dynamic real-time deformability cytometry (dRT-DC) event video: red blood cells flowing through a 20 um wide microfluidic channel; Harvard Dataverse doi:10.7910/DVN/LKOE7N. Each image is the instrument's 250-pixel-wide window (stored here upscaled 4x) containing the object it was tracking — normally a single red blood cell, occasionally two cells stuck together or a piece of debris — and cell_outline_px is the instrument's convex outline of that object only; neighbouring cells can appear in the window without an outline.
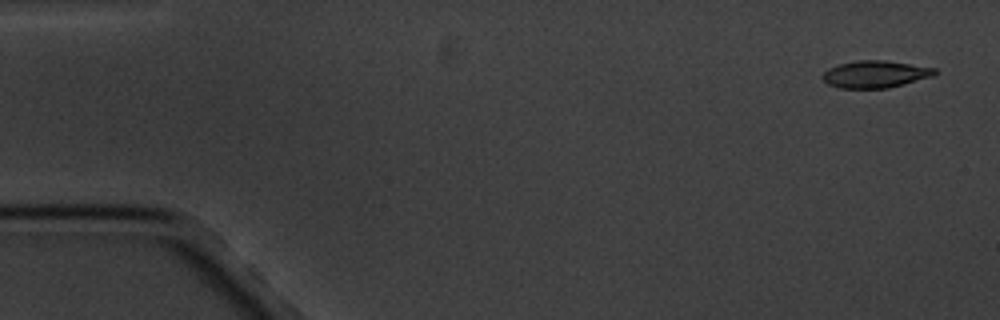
{"species": "common noctule bat (a hibernating species)", "species_latin": "Nyctalus noctula", "temperature_condition": "cold", "stored_images_in_passage": 5, "camera_frame_rate_fps": 3000, "um_per_image_px": 0.085, "animal": {"sex": "male", "body_mass_g": 20.1, "forearm_length_mm": 53.5}, "frame": {"image": 1, "passage_image": 1, "time_ms": 0.0, "image_size_px": [1000, 320], "cell_outline_px": [[936, 72], [932, 76], [904, 84], [888, 88], [840, 88], [828, 84], [820, 76], [828, 68], [840, 64], [856, 60], [884, 60], [936, 68]], "centroid_in_image_um": [74.36, 6.3], "position_along_channel_um": 10.6, "area_um2": 17.63}}
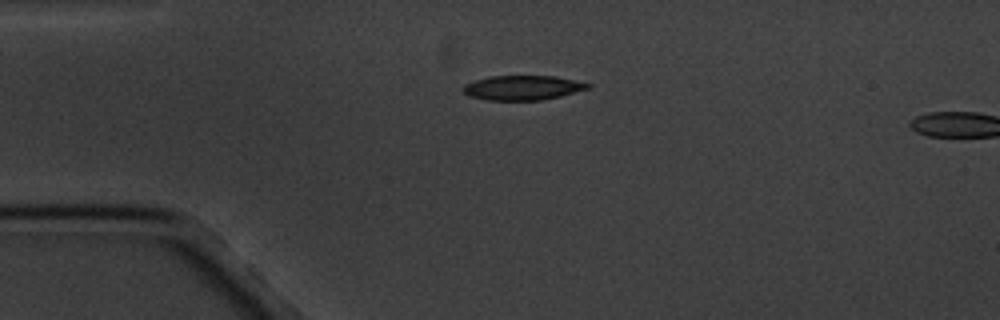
{"frame": {"image": 2, "passage_image": 4, "time_ms": 3.667, "image_size_px": [1000, 320], "cell_outline_px": [[592, 88], [560, 96], [540, 100], [484, 100], [468, 96], [460, 88], [464, 84], [488, 76], [552, 76], [576, 80], [592, 84]], "centroid_in_image_um": [44.41, 7.46], "position_along_channel_um": 40.6, "area_um2": 18.03}}